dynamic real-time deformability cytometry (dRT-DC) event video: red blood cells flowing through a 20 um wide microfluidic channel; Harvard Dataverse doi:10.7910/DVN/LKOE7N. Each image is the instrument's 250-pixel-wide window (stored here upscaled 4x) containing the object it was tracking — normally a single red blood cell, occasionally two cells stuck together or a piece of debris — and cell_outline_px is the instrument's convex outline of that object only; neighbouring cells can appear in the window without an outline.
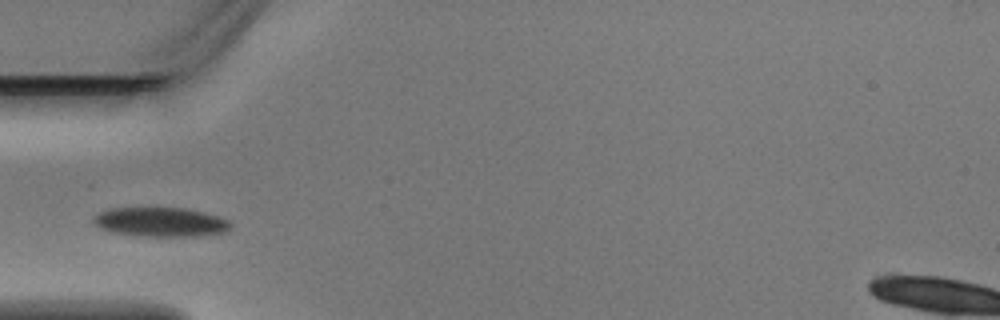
{"species": "Egyptian fruit bat (a non-hibernating species)", "species_latin": "Rousettus aegyptiacus", "temperature_condition": "warm", "stored_images_in_passage": 3, "camera_frame_rate_fps": 3000, "um_per_image_px": 0.085, "animal": {"sex": "male"}, "frame": {"image": 1, "passage_image": 2, "time_ms": 0.333, "image_size_px": [1000, 320], "cell_outline_px": [[232, 224], [224, 232], [204, 236], [144, 236], [112, 232], [100, 228], [92, 220], [100, 212], [108, 208], [184, 208], [204, 212], [220, 216], [228, 220]], "centroid_in_image_um": [13.68, 18.87], "position_along_channel_um": 71.3, "area_um2": 23.35}}